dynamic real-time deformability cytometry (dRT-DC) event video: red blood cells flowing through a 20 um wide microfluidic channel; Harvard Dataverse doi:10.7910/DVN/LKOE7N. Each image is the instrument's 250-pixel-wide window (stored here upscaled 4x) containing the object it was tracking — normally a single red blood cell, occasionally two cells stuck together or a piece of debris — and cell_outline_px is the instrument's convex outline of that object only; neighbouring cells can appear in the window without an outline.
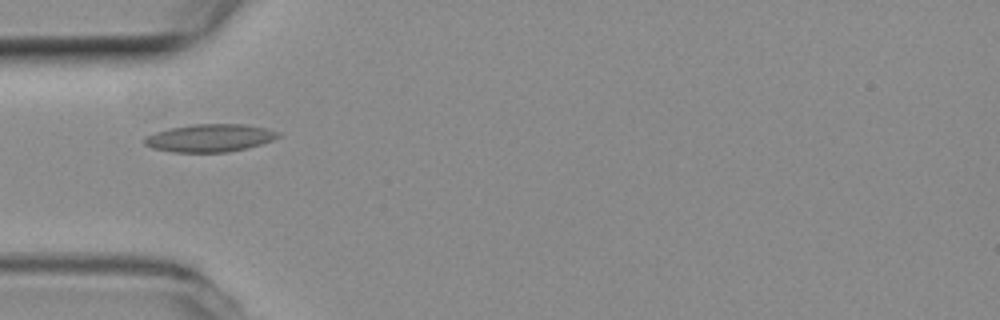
{"species": "common noctule bat (a hibernating species)", "species_latin": "Nyctalus noctula", "temperature_condition": "room temperature", "stored_images_in_passage": 38, "camera_frame_rate_fps": 3000, "um_per_image_px": 0.085, "animal": {"sex": "female", "body_mass_g": 19.3, "forearm_length_mm": 54.1}, "frame": {"image": 1, "passage_image": 1, "time_ms": 0.0, "image_size_px": [1000, 320], "cell_outline_px": [[280, 136], [272, 140], [248, 148], [228, 152], [172, 152], [152, 148], [144, 144], [140, 140], [144, 136], [156, 132], [172, 128], [192, 124], [244, 124], [268, 128], [280, 132]], "centroid_in_image_um": [17.82, 11.73], "position_along_channel_um": 67.2, "area_um2": 21.79}}
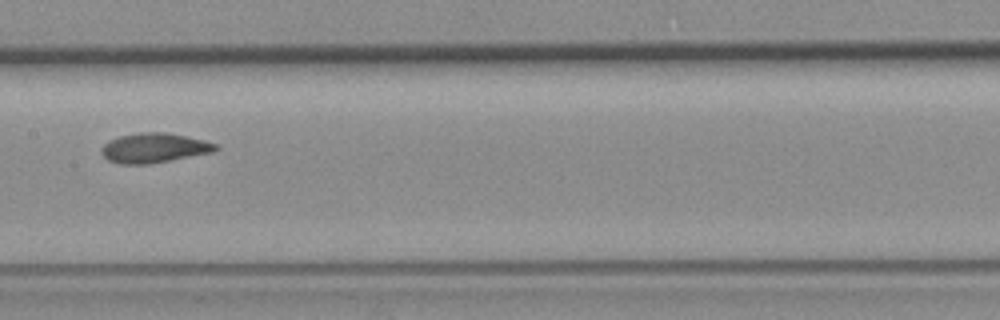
{"frame": {"image": 2, "passage_image": 11, "time_ms": 3.333, "image_size_px": [1000, 320], "cell_outline_px": [[220, 148], [212, 152], [148, 164], [120, 164], [108, 160], [100, 152], [100, 148], [108, 140], [120, 136], [140, 132], [164, 132], [204, 140], [216, 144]], "centroid_in_image_um": [13.06, 12.57], "position_along_channel_um": 194.3, "area_um2": 19.59}}
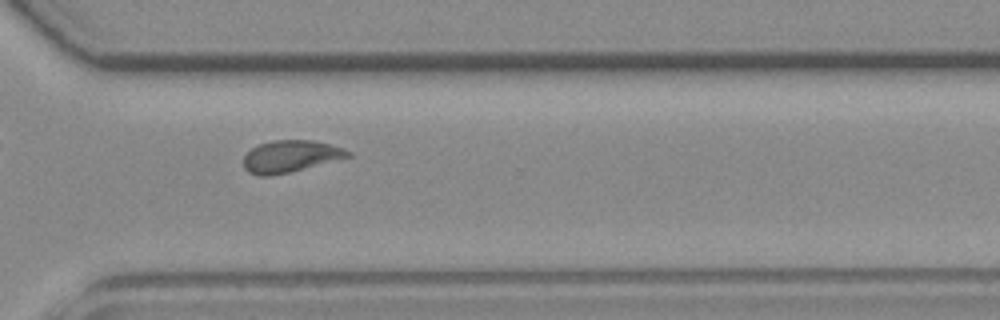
{"frame": {"image": 3, "passage_image": 23, "time_ms": 7.333, "image_size_px": [1000, 320], "cell_outline_px": [[352, 156], [288, 172], [268, 176], [260, 176], [248, 172], [244, 168], [244, 156], [252, 148], [260, 144], [272, 140], [312, 140], [332, 144], [344, 148], [352, 152]], "centroid_in_image_um": [24.7, 13.27], "position_along_channel_um": 345.9, "area_um2": 19.31}, "authors_computed_cell_mechanics": {"area_um2": 19.363, "velocity_mm_per_s": 3.8011, "shape_relaxation_time_tau1_ms": 8.0336, "shape_relaxation_time_tau2_ms": 2.6859, "deformation_change_tau1": 0.1663, "deformation_change_tau2": 0.0712}}